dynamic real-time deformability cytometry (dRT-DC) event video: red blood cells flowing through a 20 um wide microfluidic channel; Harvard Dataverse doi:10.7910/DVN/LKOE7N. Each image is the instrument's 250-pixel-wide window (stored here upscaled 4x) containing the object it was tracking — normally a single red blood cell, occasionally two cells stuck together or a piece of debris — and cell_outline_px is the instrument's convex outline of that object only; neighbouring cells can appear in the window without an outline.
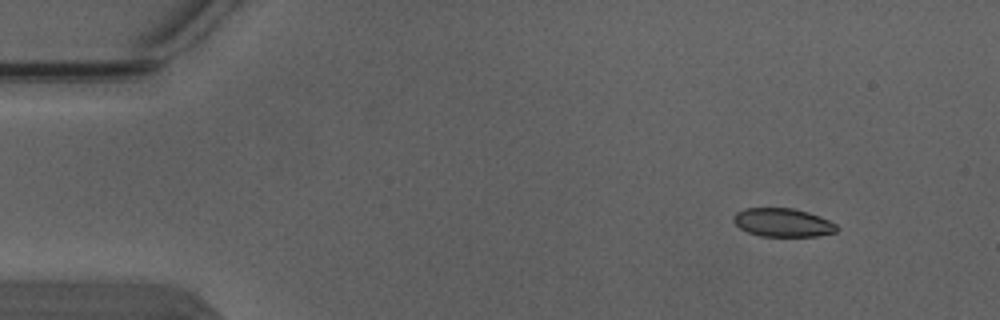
{"species": "Egyptian fruit bat (a non-hibernating species)", "species_latin": "Rousettus aegyptiacus", "temperature_condition": "warm", "stored_images_in_passage": 5, "camera_frame_rate_fps": 3000, "um_per_image_px": 0.085, "animal": {"sex": "male"}, "frame": {"image": 1, "passage_image": 1, "time_ms": 0.0, "image_size_px": [1000, 320], "cell_outline_px": [[840, 228], [836, 232], [816, 236], [760, 236], [748, 232], [740, 228], [732, 220], [732, 216], [736, 212], [744, 208], [792, 208], [808, 212], [820, 216], [836, 224]], "centroid_in_image_um": [66.53, 18.91], "position_along_channel_um": 18.5, "area_um2": 17.22}}
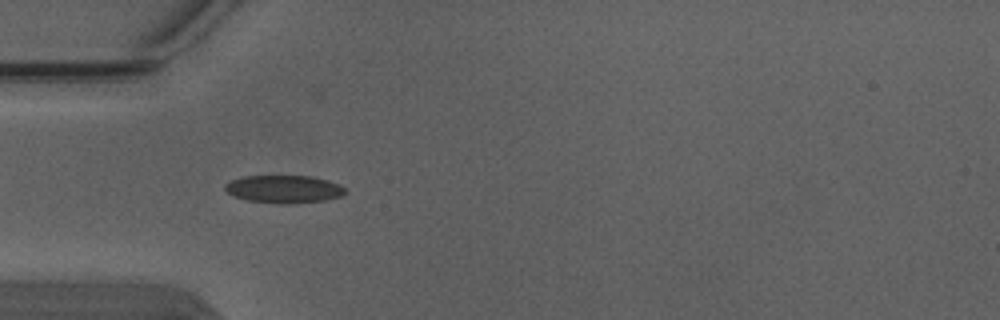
{"frame": {"image": 2, "passage_image": 4, "time_ms": 1.0, "image_size_px": [1000, 320], "cell_outline_px": [[344, 192], [340, 196], [324, 200], [292, 204], [280, 204], [248, 200], [232, 196], [224, 188], [224, 184], [232, 180], [244, 176], [312, 176], [328, 180], [340, 184], [344, 188]], "centroid_in_image_um": [24.11, 16.07], "position_along_channel_um": 60.9, "area_um2": 19.42}}
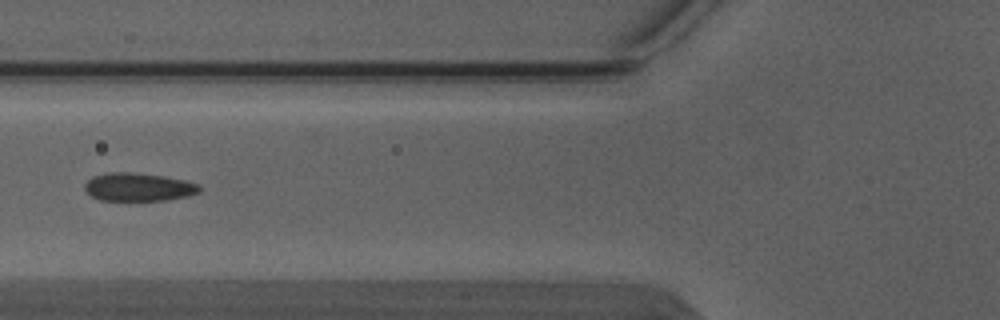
{"frame": {"image": 3, "passage_image": 5, "time_ms": 1.333, "image_size_px": [1000, 320], "cell_outline_px": [[200, 192], [188, 196], [164, 200], [100, 200], [92, 196], [84, 188], [84, 184], [92, 176], [108, 172], [128, 172], [164, 176], [184, 180], [200, 184]], "centroid_in_image_um": [11.77, 15.89], "position_along_channel_um": 114.0, "area_um2": 18.79}}